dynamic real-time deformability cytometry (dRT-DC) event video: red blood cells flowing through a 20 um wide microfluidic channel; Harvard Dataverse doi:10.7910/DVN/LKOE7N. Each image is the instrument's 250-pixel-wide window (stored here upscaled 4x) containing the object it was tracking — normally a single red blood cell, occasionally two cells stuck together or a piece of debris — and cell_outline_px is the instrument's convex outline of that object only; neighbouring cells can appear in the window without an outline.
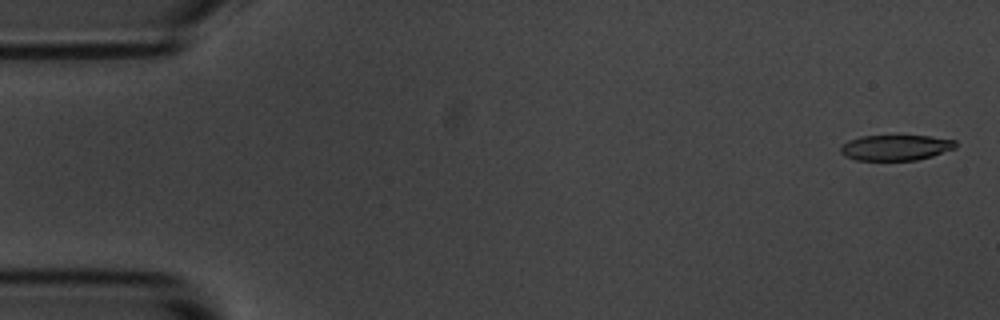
{"species": "common noctule bat (a hibernating species)", "species_latin": "Nyctalus noctula", "temperature_condition": "room temperature", "stored_images_in_passage": 5, "camera_frame_rate_fps": 3000, "um_per_image_px": 0.085, "animal": {"sex": "male", "body_mass_g": 20.1, "forearm_length_mm": 53.5}, "frame": {"image": 1, "passage_image": 1, "time_ms": 0.0, "image_size_px": [1000, 320], "cell_outline_px": [[956, 148], [932, 156], [916, 160], [856, 160], [844, 156], [840, 152], [840, 144], [848, 140], [860, 136], [928, 136], [956, 140]], "centroid_in_image_um": [76.09, 12.54], "position_along_channel_um": 8.9, "area_um2": 17.22}}